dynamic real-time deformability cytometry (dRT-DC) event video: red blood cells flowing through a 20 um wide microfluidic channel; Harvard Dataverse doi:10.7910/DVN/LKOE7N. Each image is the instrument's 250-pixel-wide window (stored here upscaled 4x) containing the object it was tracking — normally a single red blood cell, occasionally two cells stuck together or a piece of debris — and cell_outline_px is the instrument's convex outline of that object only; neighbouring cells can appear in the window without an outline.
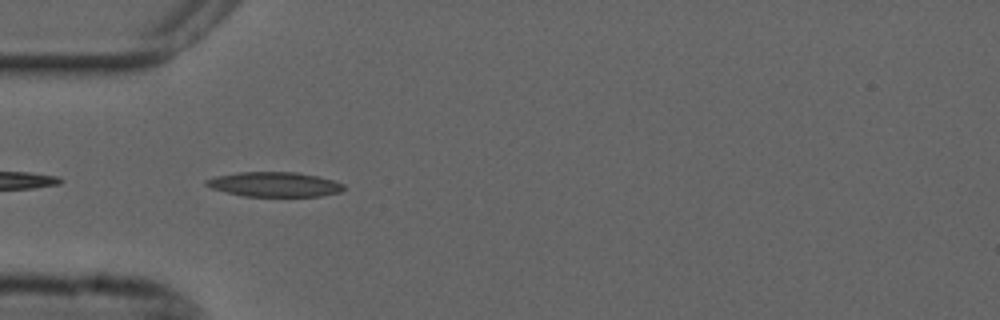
{"species": "common noctule bat (a hibernating species)", "species_latin": "Nyctalus noctula", "temperature_condition": "cold", "stored_images_in_passage": 11, "camera_frame_rate_fps": 3000, "um_per_image_px": 0.085, "animal": {"sex": "male", "forearm_length_mm": 52.5}, "frame": {"image": 1, "passage_image": 2, "time_ms": 0.333, "image_size_px": [1000, 320], "cell_outline_px": [[344, 188], [340, 192], [320, 196], [244, 196], [212, 188], [204, 184], [204, 180], [216, 176], [236, 172], [296, 172], [316, 176], [332, 180], [344, 184]], "centroid_in_image_um": [23.31, 15.66], "position_along_channel_um": 61.7, "area_um2": 19.65}}
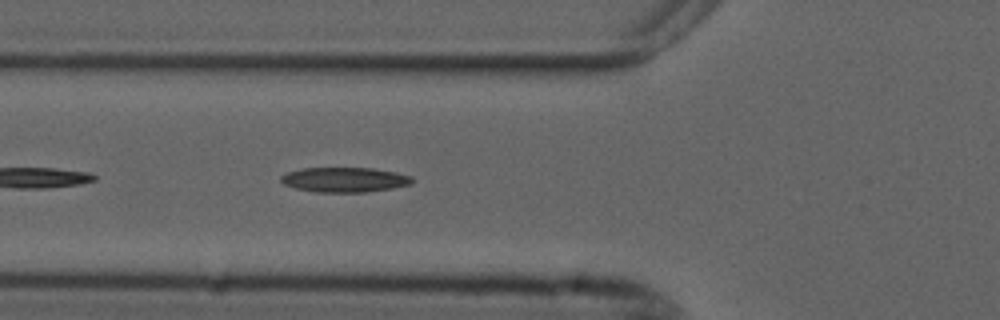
{"frame": {"image": 2, "passage_image": 5, "time_ms": 1.333, "image_size_px": [1000, 320], "cell_outline_px": [[416, 180], [412, 184], [392, 188], [364, 192], [316, 192], [296, 188], [284, 184], [280, 180], [280, 176], [288, 172], [304, 168], [372, 168], [396, 172], [412, 176]], "centroid_in_image_um": [29.33, 15.27], "position_along_channel_um": 96.5, "area_um2": 19.02}}